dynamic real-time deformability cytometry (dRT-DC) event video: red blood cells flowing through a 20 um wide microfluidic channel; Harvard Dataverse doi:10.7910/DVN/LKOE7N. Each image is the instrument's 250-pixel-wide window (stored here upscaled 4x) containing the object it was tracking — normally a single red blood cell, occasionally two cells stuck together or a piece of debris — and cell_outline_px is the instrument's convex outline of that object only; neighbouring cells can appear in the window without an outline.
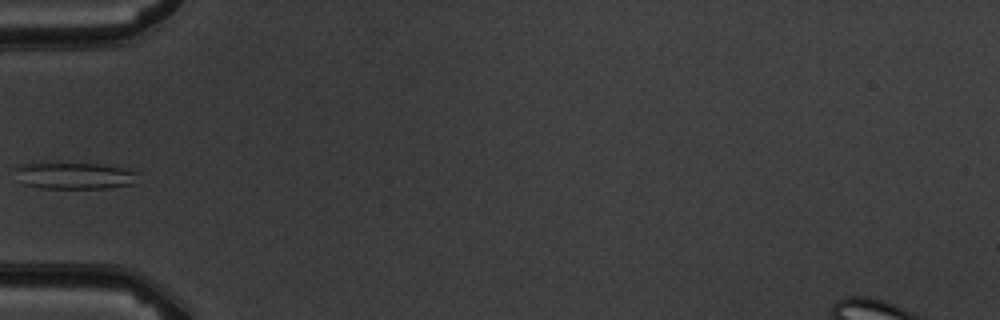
{"species": "common noctule bat (a hibernating species)", "species_latin": "Nyctalus noctula", "temperature_condition": "warm", "stored_images_in_passage": 4, "camera_frame_rate_fps": 3000, "um_per_image_px": 0.085, "animal": {"sex": "male", "body_mass_g": 19.5, "forearm_length_mm": 54.6}, "frame": {"image": 1, "passage_image": 4, "time_ms": 4.333, "image_size_px": [1000, 320], "cell_outline_px": [[136, 184], [104, 188], [40, 188], [24, 184], [12, 168], [24, 164], [100, 164], [120, 168], [136, 172]], "centroid_in_image_um": [6.32, 14.95], "position_along_channel_um": 78.7, "area_um2": 18.61}}